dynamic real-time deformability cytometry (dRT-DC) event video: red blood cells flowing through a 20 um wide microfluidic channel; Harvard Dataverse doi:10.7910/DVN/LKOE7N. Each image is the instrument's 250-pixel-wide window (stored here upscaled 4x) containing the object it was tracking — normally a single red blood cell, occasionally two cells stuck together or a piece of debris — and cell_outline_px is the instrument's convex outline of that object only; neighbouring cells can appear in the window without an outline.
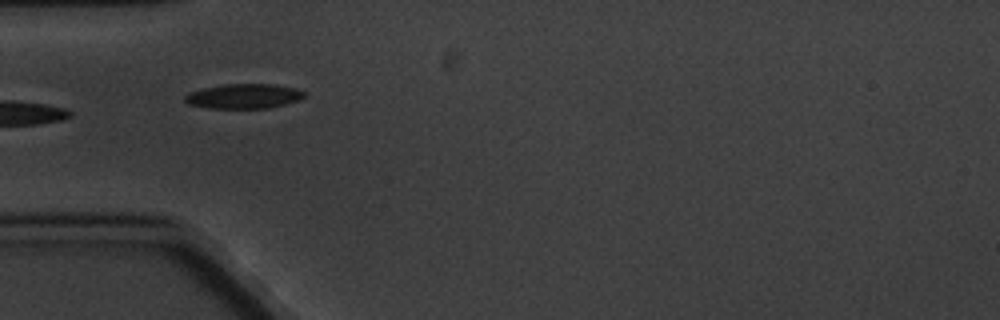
{"species": "common noctule bat (a hibernating species)", "species_latin": "Nyctalus noctula", "temperature_condition": "cold", "stored_images_in_passage": 16, "camera_frame_rate_fps": 3000, "um_per_image_px": 0.085, "animal": {"sex": "male", "body_mass_g": 20.1, "forearm_length_mm": 53.5}, "frame": {"image": 1, "passage_image": 5, "time_ms": 5.667, "image_size_px": [1000, 320], "cell_outline_px": [[304, 96], [300, 100], [268, 108], [212, 108], [188, 104], [184, 100], [184, 96], [188, 92], [204, 88], [224, 84], [276, 84], [292, 88], [304, 92]], "centroid_in_image_um": [20.69, 8.17], "position_along_channel_um": 64.3, "area_um2": 17.05}, "authors_computed_cell_mechanics": {"area_um2": 17.0799, "velocity_mm_per_s": 3.2359, "shape_relaxation_time_tau1_ms": 2.4915, "shape_relaxation_time_tau2_ms": 2.5189, "deformation_change_tau1": 0.0787, "deformation_change_tau2": 0.0619}}